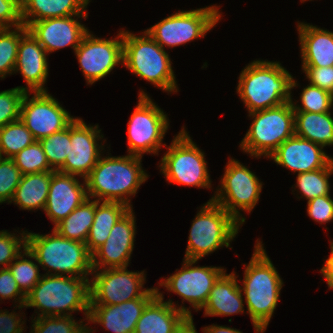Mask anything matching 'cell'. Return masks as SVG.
<instances>
[{"label": "cell", "instance_id": "6da1fadb", "mask_svg": "<svg viewBox=\"0 0 333 333\" xmlns=\"http://www.w3.org/2000/svg\"><path fill=\"white\" fill-rule=\"evenodd\" d=\"M259 239L249 264H245L241 290L256 333H263L280 299L283 286L279 273Z\"/></svg>", "mask_w": 333, "mask_h": 333}, {"label": "cell", "instance_id": "7a4b0ae2", "mask_svg": "<svg viewBox=\"0 0 333 333\" xmlns=\"http://www.w3.org/2000/svg\"><path fill=\"white\" fill-rule=\"evenodd\" d=\"M142 157L134 155L103 156L85 178L87 196L97 201L121 202L132 208L129 196L137 190L148 176L142 169Z\"/></svg>", "mask_w": 333, "mask_h": 333}, {"label": "cell", "instance_id": "3957f363", "mask_svg": "<svg viewBox=\"0 0 333 333\" xmlns=\"http://www.w3.org/2000/svg\"><path fill=\"white\" fill-rule=\"evenodd\" d=\"M296 82L281 63L255 60L241 71L237 94L252 113L290 102Z\"/></svg>", "mask_w": 333, "mask_h": 333}, {"label": "cell", "instance_id": "277c9868", "mask_svg": "<svg viewBox=\"0 0 333 333\" xmlns=\"http://www.w3.org/2000/svg\"><path fill=\"white\" fill-rule=\"evenodd\" d=\"M25 232L27 233L25 257L34 259L43 270L49 268L45 274L60 276L70 274V277L91 275L92 254L85 243L60 236L55 230L48 235ZM52 270L55 272L51 273Z\"/></svg>", "mask_w": 333, "mask_h": 333}, {"label": "cell", "instance_id": "5b68a950", "mask_svg": "<svg viewBox=\"0 0 333 333\" xmlns=\"http://www.w3.org/2000/svg\"><path fill=\"white\" fill-rule=\"evenodd\" d=\"M88 278L44 274L26 295L24 306L37 308L41 312L37 317L72 316L74 311H84L87 320L90 307Z\"/></svg>", "mask_w": 333, "mask_h": 333}, {"label": "cell", "instance_id": "8992f818", "mask_svg": "<svg viewBox=\"0 0 333 333\" xmlns=\"http://www.w3.org/2000/svg\"><path fill=\"white\" fill-rule=\"evenodd\" d=\"M123 65L129 71L168 93L177 92L168 53L145 30L136 36L122 29Z\"/></svg>", "mask_w": 333, "mask_h": 333}, {"label": "cell", "instance_id": "52a82bcc", "mask_svg": "<svg viewBox=\"0 0 333 333\" xmlns=\"http://www.w3.org/2000/svg\"><path fill=\"white\" fill-rule=\"evenodd\" d=\"M186 259L199 260L220 247H229L241 223L216 202L208 201L192 221Z\"/></svg>", "mask_w": 333, "mask_h": 333}, {"label": "cell", "instance_id": "ba28073f", "mask_svg": "<svg viewBox=\"0 0 333 333\" xmlns=\"http://www.w3.org/2000/svg\"><path fill=\"white\" fill-rule=\"evenodd\" d=\"M254 120L240 143L251 157L269 156L295 134V115L291 101L249 113Z\"/></svg>", "mask_w": 333, "mask_h": 333}, {"label": "cell", "instance_id": "9c48e42d", "mask_svg": "<svg viewBox=\"0 0 333 333\" xmlns=\"http://www.w3.org/2000/svg\"><path fill=\"white\" fill-rule=\"evenodd\" d=\"M172 140L161 158V172L170 183L201 188H211L205 153L192 141L184 129Z\"/></svg>", "mask_w": 333, "mask_h": 333}, {"label": "cell", "instance_id": "30bf717a", "mask_svg": "<svg viewBox=\"0 0 333 333\" xmlns=\"http://www.w3.org/2000/svg\"><path fill=\"white\" fill-rule=\"evenodd\" d=\"M90 279V305H115L136 298H154L157 287L143 288L144 271L127 267L93 270ZM143 288V289H142Z\"/></svg>", "mask_w": 333, "mask_h": 333}, {"label": "cell", "instance_id": "8fae6325", "mask_svg": "<svg viewBox=\"0 0 333 333\" xmlns=\"http://www.w3.org/2000/svg\"><path fill=\"white\" fill-rule=\"evenodd\" d=\"M218 6L180 11L168 16L146 31L163 48L175 47L204 37L221 20Z\"/></svg>", "mask_w": 333, "mask_h": 333}, {"label": "cell", "instance_id": "7c38bea8", "mask_svg": "<svg viewBox=\"0 0 333 333\" xmlns=\"http://www.w3.org/2000/svg\"><path fill=\"white\" fill-rule=\"evenodd\" d=\"M128 122V154L142 157L144 153L157 154L162 147L169 119L144 91Z\"/></svg>", "mask_w": 333, "mask_h": 333}, {"label": "cell", "instance_id": "4fadbf2b", "mask_svg": "<svg viewBox=\"0 0 333 333\" xmlns=\"http://www.w3.org/2000/svg\"><path fill=\"white\" fill-rule=\"evenodd\" d=\"M216 190V195L214 193L210 201L222 206L243 224L246 218L242 217L239 210L252 211L260 199L262 182L247 166L230 158L221 179V188Z\"/></svg>", "mask_w": 333, "mask_h": 333}, {"label": "cell", "instance_id": "5bb4252c", "mask_svg": "<svg viewBox=\"0 0 333 333\" xmlns=\"http://www.w3.org/2000/svg\"><path fill=\"white\" fill-rule=\"evenodd\" d=\"M47 92H33L29 98L28 91L21 103L20 119L37 141L65 129L76 119Z\"/></svg>", "mask_w": 333, "mask_h": 333}, {"label": "cell", "instance_id": "9a60e30c", "mask_svg": "<svg viewBox=\"0 0 333 333\" xmlns=\"http://www.w3.org/2000/svg\"><path fill=\"white\" fill-rule=\"evenodd\" d=\"M184 263L180 270L167 279L161 280L160 286L166 287L192 304L198 311L202 309L208 301L211 289L218 278L225 272L222 267L195 266L198 260L183 259ZM194 265V266H193Z\"/></svg>", "mask_w": 333, "mask_h": 333}, {"label": "cell", "instance_id": "2e32d148", "mask_svg": "<svg viewBox=\"0 0 333 333\" xmlns=\"http://www.w3.org/2000/svg\"><path fill=\"white\" fill-rule=\"evenodd\" d=\"M87 84L109 74L116 65H123L122 30L114 39H101L88 32L75 50Z\"/></svg>", "mask_w": 333, "mask_h": 333}, {"label": "cell", "instance_id": "e0dca14e", "mask_svg": "<svg viewBox=\"0 0 333 333\" xmlns=\"http://www.w3.org/2000/svg\"><path fill=\"white\" fill-rule=\"evenodd\" d=\"M98 125H87L81 118H76L70 124L71 151L66 157L64 165L58 170L63 174H70L86 178L102 156L104 145H99L100 135Z\"/></svg>", "mask_w": 333, "mask_h": 333}, {"label": "cell", "instance_id": "ac0fdd59", "mask_svg": "<svg viewBox=\"0 0 333 333\" xmlns=\"http://www.w3.org/2000/svg\"><path fill=\"white\" fill-rule=\"evenodd\" d=\"M135 222L130 208L113 226L105 243L92 253L93 270L128 267L134 248Z\"/></svg>", "mask_w": 333, "mask_h": 333}, {"label": "cell", "instance_id": "d6986e66", "mask_svg": "<svg viewBox=\"0 0 333 333\" xmlns=\"http://www.w3.org/2000/svg\"><path fill=\"white\" fill-rule=\"evenodd\" d=\"M81 17L85 19L88 15L49 18L30 22L26 27L48 54L67 46H72L75 52L89 32L78 21Z\"/></svg>", "mask_w": 333, "mask_h": 333}, {"label": "cell", "instance_id": "ffe728a7", "mask_svg": "<svg viewBox=\"0 0 333 333\" xmlns=\"http://www.w3.org/2000/svg\"><path fill=\"white\" fill-rule=\"evenodd\" d=\"M269 158L297 174L324 168L333 159L322 146L295 134L284 141Z\"/></svg>", "mask_w": 333, "mask_h": 333}, {"label": "cell", "instance_id": "44dd1931", "mask_svg": "<svg viewBox=\"0 0 333 333\" xmlns=\"http://www.w3.org/2000/svg\"><path fill=\"white\" fill-rule=\"evenodd\" d=\"M83 182L80 184L76 175L63 174L58 171L52 174L44 211L55 225L88 198L84 178Z\"/></svg>", "mask_w": 333, "mask_h": 333}, {"label": "cell", "instance_id": "7402d4cb", "mask_svg": "<svg viewBox=\"0 0 333 333\" xmlns=\"http://www.w3.org/2000/svg\"><path fill=\"white\" fill-rule=\"evenodd\" d=\"M159 292L157 288V295L144 308L134 333H173L187 317H192L190 307H177L170 299L164 302Z\"/></svg>", "mask_w": 333, "mask_h": 333}, {"label": "cell", "instance_id": "603a6c76", "mask_svg": "<svg viewBox=\"0 0 333 333\" xmlns=\"http://www.w3.org/2000/svg\"><path fill=\"white\" fill-rule=\"evenodd\" d=\"M47 54L29 31L21 37L14 73L20 72L23 76L27 85L22 89L26 92L47 91L44 88L49 69Z\"/></svg>", "mask_w": 333, "mask_h": 333}, {"label": "cell", "instance_id": "cb8c5ba5", "mask_svg": "<svg viewBox=\"0 0 333 333\" xmlns=\"http://www.w3.org/2000/svg\"><path fill=\"white\" fill-rule=\"evenodd\" d=\"M153 298H136L115 305H90L88 323H98L113 333H134L136 323Z\"/></svg>", "mask_w": 333, "mask_h": 333}, {"label": "cell", "instance_id": "d4e9b609", "mask_svg": "<svg viewBox=\"0 0 333 333\" xmlns=\"http://www.w3.org/2000/svg\"><path fill=\"white\" fill-rule=\"evenodd\" d=\"M302 67L333 66V32L298 23Z\"/></svg>", "mask_w": 333, "mask_h": 333}, {"label": "cell", "instance_id": "484cf974", "mask_svg": "<svg viewBox=\"0 0 333 333\" xmlns=\"http://www.w3.org/2000/svg\"><path fill=\"white\" fill-rule=\"evenodd\" d=\"M235 272H224L214 283L208 301L205 304L204 316H229L244 312L242 290Z\"/></svg>", "mask_w": 333, "mask_h": 333}, {"label": "cell", "instance_id": "4316f807", "mask_svg": "<svg viewBox=\"0 0 333 333\" xmlns=\"http://www.w3.org/2000/svg\"><path fill=\"white\" fill-rule=\"evenodd\" d=\"M90 0H21L23 25L49 18L88 15Z\"/></svg>", "mask_w": 333, "mask_h": 333}, {"label": "cell", "instance_id": "83f0119b", "mask_svg": "<svg viewBox=\"0 0 333 333\" xmlns=\"http://www.w3.org/2000/svg\"><path fill=\"white\" fill-rule=\"evenodd\" d=\"M55 171L30 173L22 175L10 203L19 205L22 210L45 208L50 181Z\"/></svg>", "mask_w": 333, "mask_h": 333}, {"label": "cell", "instance_id": "f1b7e54d", "mask_svg": "<svg viewBox=\"0 0 333 333\" xmlns=\"http://www.w3.org/2000/svg\"><path fill=\"white\" fill-rule=\"evenodd\" d=\"M129 209L121 202L95 200L94 220L85 242L91 254L105 243L113 226Z\"/></svg>", "mask_w": 333, "mask_h": 333}, {"label": "cell", "instance_id": "f546056e", "mask_svg": "<svg viewBox=\"0 0 333 333\" xmlns=\"http://www.w3.org/2000/svg\"><path fill=\"white\" fill-rule=\"evenodd\" d=\"M295 135L322 146L333 145V117L331 112L294 111Z\"/></svg>", "mask_w": 333, "mask_h": 333}, {"label": "cell", "instance_id": "4dcf8cb0", "mask_svg": "<svg viewBox=\"0 0 333 333\" xmlns=\"http://www.w3.org/2000/svg\"><path fill=\"white\" fill-rule=\"evenodd\" d=\"M94 214L95 199L91 201L88 197L65 219L56 224L53 230L67 239L85 243L93 224Z\"/></svg>", "mask_w": 333, "mask_h": 333}, {"label": "cell", "instance_id": "1f68e13d", "mask_svg": "<svg viewBox=\"0 0 333 333\" xmlns=\"http://www.w3.org/2000/svg\"><path fill=\"white\" fill-rule=\"evenodd\" d=\"M36 141L21 119L0 128V153L4 158H12L21 150ZM5 155V156H3Z\"/></svg>", "mask_w": 333, "mask_h": 333}, {"label": "cell", "instance_id": "d6a6232c", "mask_svg": "<svg viewBox=\"0 0 333 333\" xmlns=\"http://www.w3.org/2000/svg\"><path fill=\"white\" fill-rule=\"evenodd\" d=\"M333 174V159L324 167L314 171L299 173L296 187L306 200L330 195L329 177Z\"/></svg>", "mask_w": 333, "mask_h": 333}, {"label": "cell", "instance_id": "836d02e7", "mask_svg": "<svg viewBox=\"0 0 333 333\" xmlns=\"http://www.w3.org/2000/svg\"><path fill=\"white\" fill-rule=\"evenodd\" d=\"M11 28H0V78L14 72L18 46L21 37L28 31L25 25Z\"/></svg>", "mask_w": 333, "mask_h": 333}, {"label": "cell", "instance_id": "e575fe53", "mask_svg": "<svg viewBox=\"0 0 333 333\" xmlns=\"http://www.w3.org/2000/svg\"><path fill=\"white\" fill-rule=\"evenodd\" d=\"M46 155L49 166L58 171L65 163L71 149L70 125L65 129L53 133L39 140Z\"/></svg>", "mask_w": 333, "mask_h": 333}, {"label": "cell", "instance_id": "d590c367", "mask_svg": "<svg viewBox=\"0 0 333 333\" xmlns=\"http://www.w3.org/2000/svg\"><path fill=\"white\" fill-rule=\"evenodd\" d=\"M32 322L30 333H93L86 323H78L72 316H35Z\"/></svg>", "mask_w": 333, "mask_h": 333}, {"label": "cell", "instance_id": "8d00e7d4", "mask_svg": "<svg viewBox=\"0 0 333 333\" xmlns=\"http://www.w3.org/2000/svg\"><path fill=\"white\" fill-rule=\"evenodd\" d=\"M12 159L23 175L55 171L49 166L42 145L37 140L17 153Z\"/></svg>", "mask_w": 333, "mask_h": 333}, {"label": "cell", "instance_id": "74e56055", "mask_svg": "<svg viewBox=\"0 0 333 333\" xmlns=\"http://www.w3.org/2000/svg\"><path fill=\"white\" fill-rule=\"evenodd\" d=\"M24 256L25 248H23V253L21 252L17 256L16 261L14 260V262L12 261L9 264L8 268L12 272L20 290L27 295L40 281L43 275L39 273L38 264L34 263L32 260H27Z\"/></svg>", "mask_w": 333, "mask_h": 333}, {"label": "cell", "instance_id": "f35d334b", "mask_svg": "<svg viewBox=\"0 0 333 333\" xmlns=\"http://www.w3.org/2000/svg\"><path fill=\"white\" fill-rule=\"evenodd\" d=\"M301 105L293 103L291 100L294 111H305L313 113L330 112L333 106V95L317 86L309 83L300 96Z\"/></svg>", "mask_w": 333, "mask_h": 333}, {"label": "cell", "instance_id": "ab89813d", "mask_svg": "<svg viewBox=\"0 0 333 333\" xmlns=\"http://www.w3.org/2000/svg\"><path fill=\"white\" fill-rule=\"evenodd\" d=\"M25 93L21 86L0 92V128L20 119Z\"/></svg>", "mask_w": 333, "mask_h": 333}, {"label": "cell", "instance_id": "60d3db41", "mask_svg": "<svg viewBox=\"0 0 333 333\" xmlns=\"http://www.w3.org/2000/svg\"><path fill=\"white\" fill-rule=\"evenodd\" d=\"M22 175L12 158L0 159V203H10Z\"/></svg>", "mask_w": 333, "mask_h": 333}, {"label": "cell", "instance_id": "b9f144b4", "mask_svg": "<svg viewBox=\"0 0 333 333\" xmlns=\"http://www.w3.org/2000/svg\"><path fill=\"white\" fill-rule=\"evenodd\" d=\"M15 235L6 230L0 231V265L4 266L2 268H8L9 264L23 252L22 248H26L27 233L22 231L21 236Z\"/></svg>", "mask_w": 333, "mask_h": 333}, {"label": "cell", "instance_id": "7bdbcfd3", "mask_svg": "<svg viewBox=\"0 0 333 333\" xmlns=\"http://www.w3.org/2000/svg\"><path fill=\"white\" fill-rule=\"evenodd\" d=\"M18 296V297H17ZM20 296V297H19ZM17 297V298H16ZM19 302L18 309L24 308L26 295L20 290L9 268H0V299ZM19 299V300H18ZM17 300V301H16Z\"/></svg>", "mask_w": 333, "mask_h": 333}, {"label": "cell", "instance_id": "ee69618b", "mask_svg": "<svg viewBox=\"0 0 333 333\" xmlns=\"http://www.w3.org/2000/svg\"><path fill=\"white\" fill-rule=\"evenodd\" d=\"M307 205L308 216L316 222L323 224L333 220V199L330 195L309 200Z\"/></svg>", "mask_w": 333, "mask_h": 333}, {"label": "cell", "instance_id": "f6af8a7d", "mask_svg": "<svg viewBox=\"0 0 333 333\" xmlns=\"http://www.w3.org/2000/svg\"><path fill=\"white\" fill-rule=\"evenodd\" d=\"M23 25L21 0H0V28Z\"/></svg>", "mask_w": 333, "mask_h": 333}, {"label": "cell", "instance_id": "bcb514c9", "mask_svg": "<svg viewBox=\"0 0 333 333\" xmlns=\"http://www.w3.org/2000/svg\"><path fill=\"white\" fill-rule=\"evenodd\" d=\"M310 84L317 86L333 95V66L302 67Z\"/></svg>", "mask_w": 333, "mask_h": 333}, {"label": "cell", "instance_id": "7dc6e473", "mask_svg": "<svg viewBox=\"0 0 333 333\" xmlns=\"http://www.w3.org/2000/svg\"><path fill=\"white\" fill-rule=\"evenodd\" d=\"M21 320L22 318L14 311L9 313V311L0 310V333H23L25 329L23 324L26 321Z\"/></svg>", "mask_w": 333, "mask_h": 333}, {"label": "cell", "instance_id": "c3c4849f", "mask_svg": "<svg viewBox=\"0 0 333 333\" xmlns=\"http://www.w3.org/2000/svg\"><path fill=\"white\" fill-rule=\"evenodd\" d=\"M330 243L331 254L325 261V265H323L320 273L323 274V277L325 278L328 287L330 289H333V241H330Z\"/></svg>", "mask_w": 333, "mask_h": 333}, {"label": "cell", "instance_id": "681fc988", "mask_svg": "<svg viewBox=\"0 0 333 333\" xmlns=\"http://www.w3.org/2000/svg\"><path fill=\"white\" fill-rule=\"evenodd\" d=\"M173 333H197L193 317H187Z\"/></svg>", "mask_w": 333, "mask_h": 333}, {"label": "cell", "instance_id": "f907efd6", "mask_svg": "<svg viewBox=\"0 0 333 333\" xmlns=\"http://www.w3.org/2000/svg\"><path fill=\"white\" fill-rule=\"evenodd\" d=\"M202 331L204 333H242L238 329L226 326L214 325V324H212L211 326L204 327Z\"/></svg>", "mask_w": 333, "mask_h": 333}]
</instances>
